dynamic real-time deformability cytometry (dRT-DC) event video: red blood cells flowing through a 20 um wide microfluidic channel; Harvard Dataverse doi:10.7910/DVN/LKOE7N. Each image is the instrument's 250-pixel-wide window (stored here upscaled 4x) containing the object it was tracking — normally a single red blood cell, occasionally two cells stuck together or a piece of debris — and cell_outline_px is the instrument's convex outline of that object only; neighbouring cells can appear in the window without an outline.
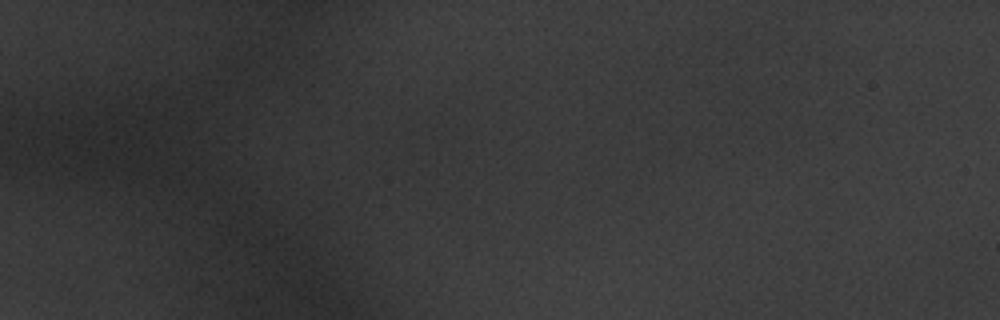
{"species": "common noctule bat (a hibernating species)", "species_latin": "Nyctalus noctula", "temperature_condition": "warm", "stored_images_in_passage": 1, "camera_frame_rate_fps": 3000, "um_per_image_px": 0.085, "animal": {"sex": "male", "body_mass_g": 20.1, "forearm_length_mm": 53.5}, "frame": {"image": 1, "passage_image": 1, "time_ms": 0.0, "image_size_px": [1000, 320], "cell_outline_px": [[784, 40], [764, 52], [724, 60], [688, 40], [692, 24], [764, 24], [776, 32]], "centroid_in_image_um": [62.39, 3.32], "position_along_channel_um": 22.6, "area_um2": 17.92}}